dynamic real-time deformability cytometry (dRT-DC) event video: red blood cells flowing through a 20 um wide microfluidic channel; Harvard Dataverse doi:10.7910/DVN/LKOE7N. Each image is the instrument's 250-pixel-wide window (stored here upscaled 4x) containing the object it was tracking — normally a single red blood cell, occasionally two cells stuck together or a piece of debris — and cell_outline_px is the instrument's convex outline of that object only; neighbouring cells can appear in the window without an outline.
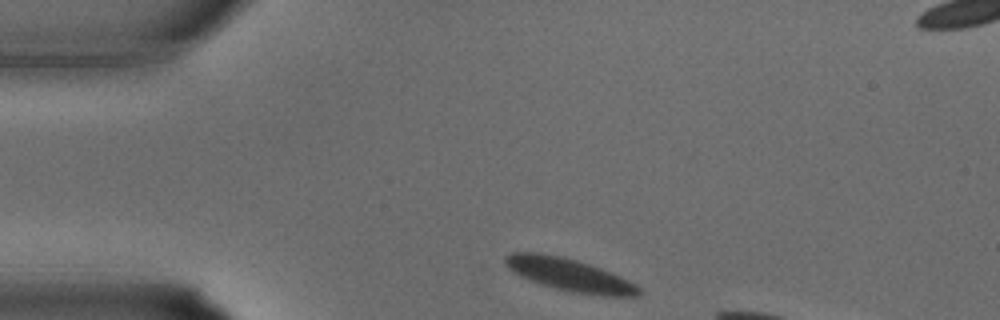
{"species": "common noctule bat (a hibernating species)", "species_latin": "Nyctalus noctula", "temperature_condition": "warm", "stored_images_in_passage": 7, "camera_frame_rate_fps": 3000, "um_per_image_px": 0.085, "animal": {"sex": "male", "body_mass_g": 15.6}, "frame": {"image": 1, "passage_image": 1, "time_ms": 0.0, "image_size_px": [1000, 320], "cell_outline_px": [[644, 292], [640, 296], [604, 296], [568, 292], [540, 284], [528, 280], [512, 272], [504, 264], [504, 256], [512, 252], [536, 252], [560, 256], [576, 260], [600, 268], [620, 276], [636, 284]], "centroid_in_image_um": [48.39, 23.37], "position_along_channel_um": 36.6, "area_um2": 25.72}}
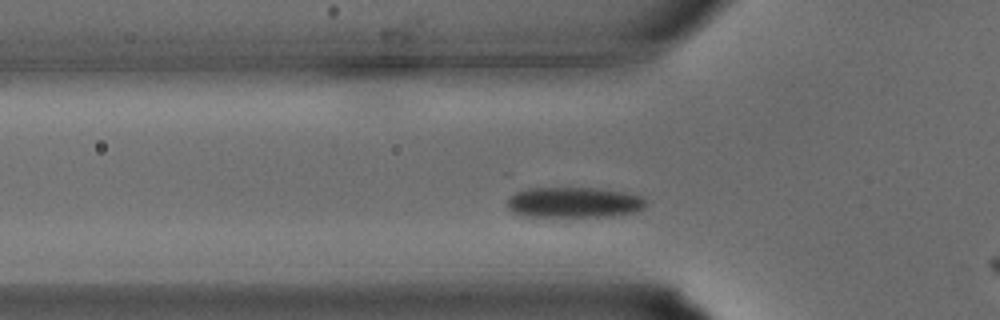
{"frame": {"image": 2, "passage_image": 5, "time_ms": 1.333, "image_size_px": [1000, 320], "cell_outline_px": [[648, 200], [644, 208], [636, 212], [612, 216], [524, 216], [512, 212], [508, 208], [508, 196], [516, 192], [528, 188], [600, 188], [624, 192], [640, 196]], "centroid_in_image_um": [48.8, 17.2], "position_along_channel_um": 77.0, "area_um2": 24.8}}